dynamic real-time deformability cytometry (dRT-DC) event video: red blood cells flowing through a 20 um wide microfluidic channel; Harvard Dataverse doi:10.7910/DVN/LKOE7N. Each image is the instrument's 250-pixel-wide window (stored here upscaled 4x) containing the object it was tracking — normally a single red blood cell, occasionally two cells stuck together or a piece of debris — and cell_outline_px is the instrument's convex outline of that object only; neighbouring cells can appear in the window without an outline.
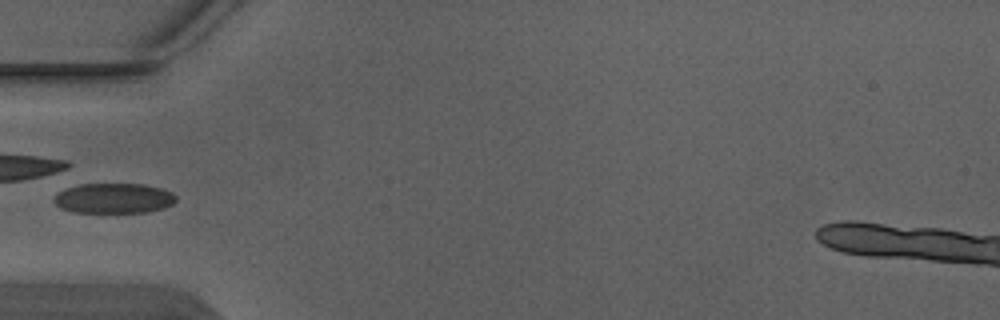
{"species": "Egyptian fruit bat (a non-hibernating species)", "species_latin": "Rousettus aegyptiacus", "temperature_condition": "warm", "stored_images_in_passage": 5, "camera_frame_rate_fps": 3000, "um_per_image_px": 0.085, "animal": {"sex": "male"}, "frame": {"image": 1, "passage_image": 5, "time_ms": 1.333, "image_size_px": [1000, 320], "cell_outline_px": [[176, 200], [172, 204], [164, 208], [148, 212], [72, 212], [60, 208], [52, 200], [56, 192], [64, 188], [80, 184], [144, 184], [160, 188], [172, 192], [176, 196]], "centroid_in_image_um": [9.63, 16.85], "position_along_channel_um": 75.4, "area_um2": 21.62}}